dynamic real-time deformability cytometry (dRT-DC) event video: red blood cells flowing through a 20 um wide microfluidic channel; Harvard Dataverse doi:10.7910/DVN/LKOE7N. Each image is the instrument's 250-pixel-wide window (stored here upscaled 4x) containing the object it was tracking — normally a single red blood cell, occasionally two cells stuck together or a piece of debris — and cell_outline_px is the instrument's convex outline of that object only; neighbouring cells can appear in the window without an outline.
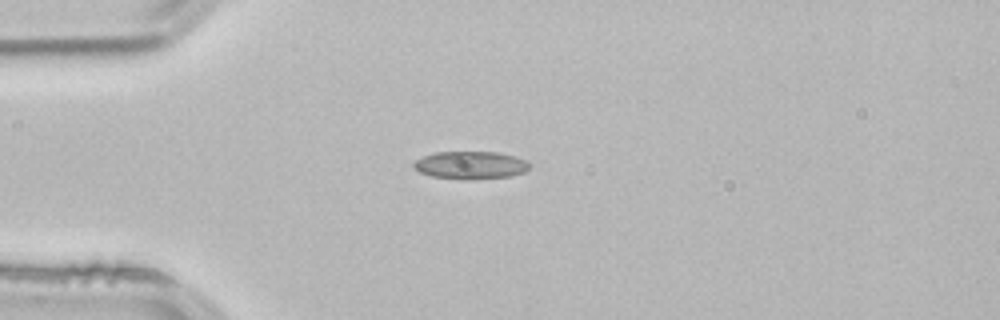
{"species": "common noctule bat (a hibernating species)", "species_latin": "Nyctalus noctula", "temperature_condition": "room temperature", "stored_images_in_passage": 29, "camera_frame_rate_fps": 3000, "um_per_image_px": 0.085, "animal": {"sex": "male", "body_mass_g": 21.5, "forearm_length_mm": 52.0}, "frame": {"image": 1, "passage_image": 1, "time_ms": 0.0, "image_size_px": [1000, 320], "cell_outline_px": [[532, 164], [524, 172], [508, 176], [460, 180], [432, 176], [420, 172], [412, 164], [416, 160], [424, 156], [436, 152], [500, 152], [516, 156], [528, 160]], "centroid_in_image_um": [40.04, 14.03], "position_along_channel_um": 45.0, "area_um2": 18.73}}
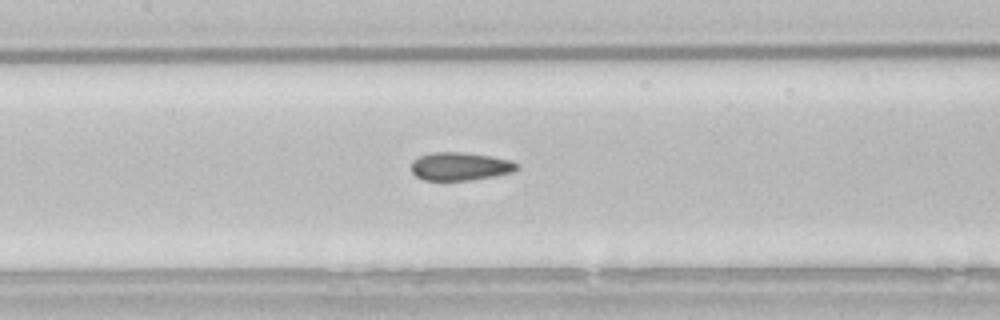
{"frame": {"image": 2, "passage_image": 12, "time_ms": 3.667, "image_size_px": [1000, 320], "cell_outline_px": [[520, 168], [512, 172], [472, 180], [424, 180], [416, 176], [412, 172], [412, 160], [420, 156], [432, 152], [460, 152], [488, 156], [512, 160]], "centroid_in_image_um": [39.09, 14.14], "position_along_channel_um": 168.3, "area_um2": 17.17}}
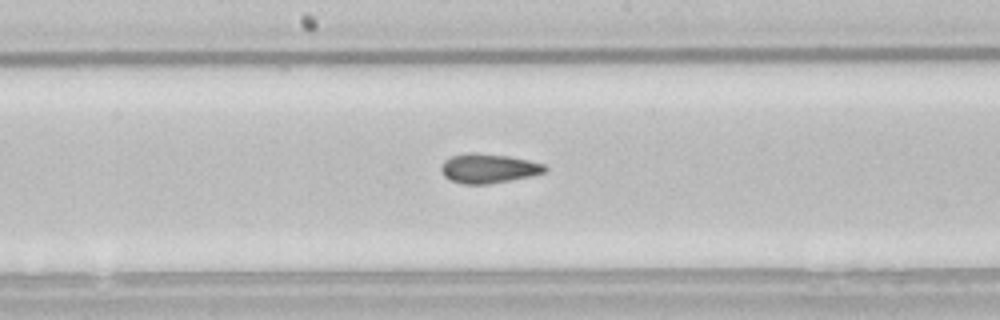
{"frame": {"image": 3, "passage_image": 15, "time_ms": 4.667, "image_size_px": [1000, 320], "cell_outline_px": [[548, 168], [544, 172], [532, 176], [488, 184], [464, 184], [452, 180], [444, 176], [440, 168], [444, 160], [452, 156], [468, 152], [476, 152], [508, 156], [528, 160], [544, 164]], "centroid_in_image_um": [41.51, 14.3], "position_along_channel_um": 206.7, "area_um2": 17.74}, "authors_computed_cell_mechanics": {"area_um2": 17.3978, "velocity_mm_per_s": 3.8388, "shape_relaxation_time_tau1_ms": null, "shape_relaxation_time_tau2_ms": 3.0305, "deformation_change_tau1": null, "deformation_change_tau2": 0.0917}}